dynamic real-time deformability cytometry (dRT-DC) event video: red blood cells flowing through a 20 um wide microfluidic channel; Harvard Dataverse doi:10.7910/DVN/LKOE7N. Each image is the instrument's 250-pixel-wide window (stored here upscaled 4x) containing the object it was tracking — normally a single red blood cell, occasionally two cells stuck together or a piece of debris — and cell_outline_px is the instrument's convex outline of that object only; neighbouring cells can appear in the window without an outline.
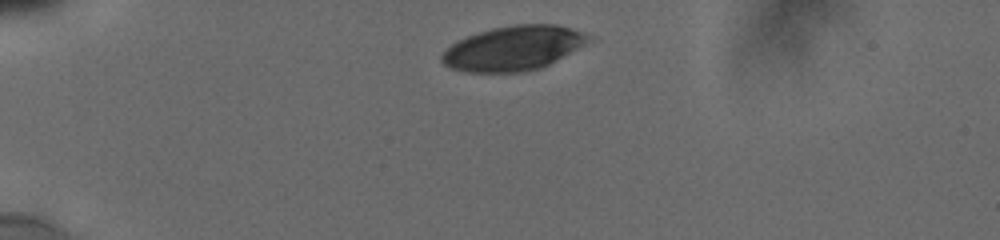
{"species": "human", "species_latin": "Homo sapiens", "temperature_condition": "cold", "stored_images_in_passage": 8, "camera_frame_rate_fps": 3000, "um_per_image_px": 0.085, "donor": {"sex": "male"}, "frame": {"image": 1, "passage_image": 1, "time_ms": 0.0, "image_size_px": [1000, 240], "cell_outline_px": [[596, 40], [540, 68], [524, 72], [464, 72], [452, 68], [444, 64], [440, 60], [440, 56], [452, 44], [468, 36], [492, 28], [512, 24], [556, 24], [572, 28], [592, 36]], "centroid_in_image_um": [43.7, 4.09], "position_along_channel_um": 41.3, "area_um2": 38.21}}
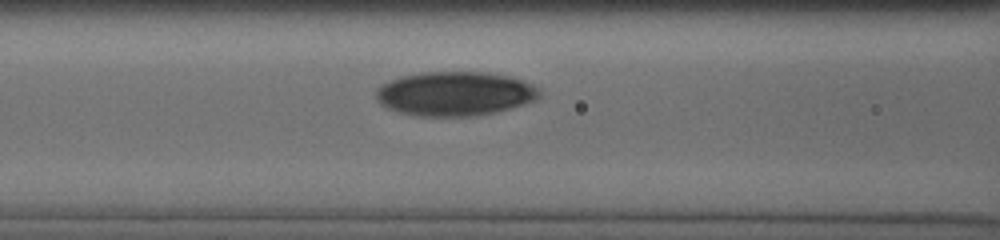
{"frame": {"image": 2, "passage_image": 6, "time_ms": 3.667, "image_size_px": [1000, 240], "cell_outline_px": [[540, 96], [536, 100], [524, 104], [492, 112], [468, 116], [420, 116], [400, 112], [388, 108], [380, 104], [376, 100], [376, 92], [384, 84], [400, 76], [424, 72], [488, 72], [508, 76], [532, 84], [540, 88]], "centroid_in_image_um": [38.68, 7.95], "position_along_channel_um": 127.9, "area_um2": 41.73}}
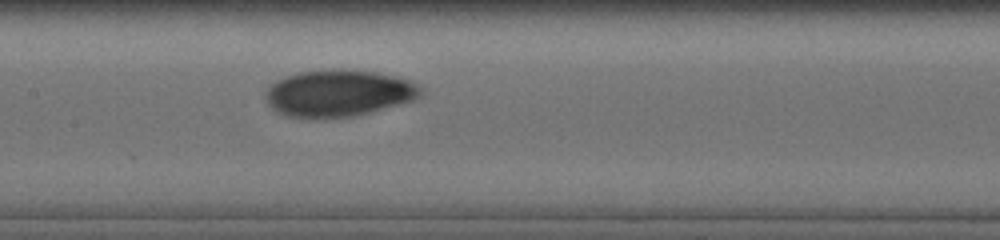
{"frame": {"image": 3, "passage_image": 8, "time_ms": 5.0, "image_size_px": [1000, 240], "cell_outline_px": [[424, 88], [420, 96], [412, 100], [368, 112], [352, 116], [288, 116], [276, 112], [268, 104], [264, 96], [264, 92], [272, 84], [288, 76], [300, 72], [376, 72], [412, 80]], "centroid_in_image_um": [28.8, 7.94], "position_along_channel_um": 178.6, "area_um2": 40.52}}